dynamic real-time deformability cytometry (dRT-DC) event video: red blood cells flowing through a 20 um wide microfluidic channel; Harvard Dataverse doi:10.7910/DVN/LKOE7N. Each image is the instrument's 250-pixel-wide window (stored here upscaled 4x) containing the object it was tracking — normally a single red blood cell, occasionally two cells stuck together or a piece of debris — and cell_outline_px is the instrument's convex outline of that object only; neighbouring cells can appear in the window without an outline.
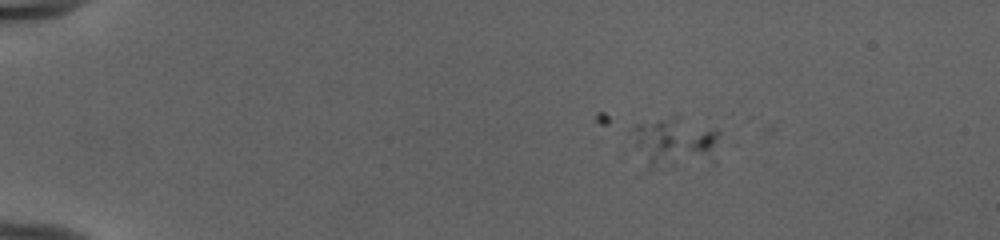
{"species": "human", "species_latin": "Homo sapiens", "temperature_condition": "cold", "stored_images_in_passage": 4, "camera_frame_rate_fps": 3000, "um_per_image_px": 0.085, "donor": {"sex": "female"}, "frame": {"image": 1, "passage_image": 3, "time_ms": 0.667, "image_size_px": [1000, 240], "cell_outline_px": [[720, 132], [708, 152], [652, 168], [648, 164], [636, 144], [628, 128], [636, 124], [676, 112], [716, 128]], "centroid_in_image_um": [57.17, 11.78], "position_along_channel_um": 27.8, "area_um2": 23.24}}